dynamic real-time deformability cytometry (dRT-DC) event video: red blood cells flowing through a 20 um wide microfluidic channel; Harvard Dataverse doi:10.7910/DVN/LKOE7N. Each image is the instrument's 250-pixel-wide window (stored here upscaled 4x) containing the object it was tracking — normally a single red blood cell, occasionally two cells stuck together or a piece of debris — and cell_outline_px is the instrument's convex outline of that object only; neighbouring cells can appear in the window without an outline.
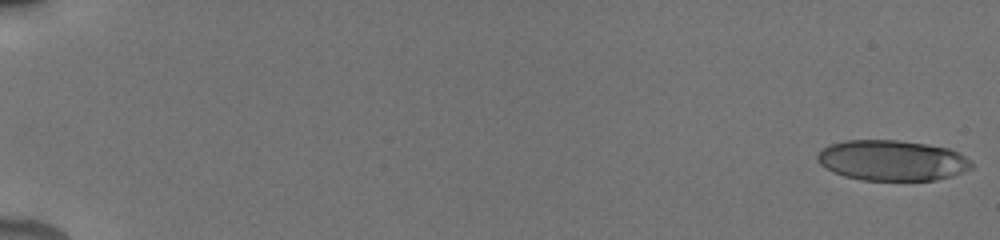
{"species": "human", "species_latin": "Homo sapiens", "temperature_condition": "cold", "stored_images_in_passage": 27, "camera_frame_rate_fps": 3000, "um_per_image_px": 0.085, "donor": {"sex": "male"}, "frame": {"image": 1, "passage_image": 1, "time_ms": 0.0, "image_size_px": [1000, 240], "cell_outline_px": [[972, 168], [964, 172], [952, 176], [936, 180], [860, 180], [844, 176], [832, 172], [820, 164], [816, 160], [816, 156], [828, 144], [844, 140], [900, 140], [948, 148], [972, 160]], "centroid_in_image_um": [75.81, 13.64], "position_along_channel_um": 9.2, "area_um2": 36.53}}
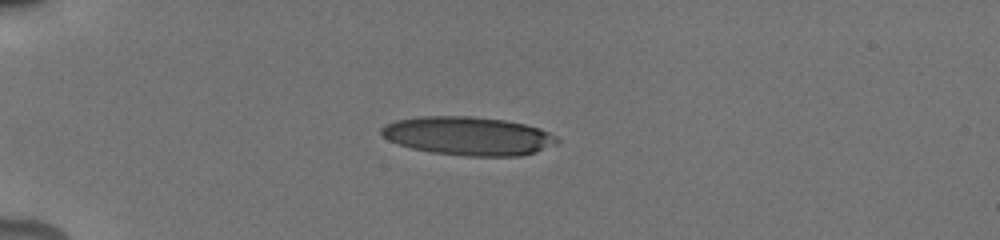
{"frame": {"image": 2, "passage_image": 22, "time_ms": 5.0, "image_size_px": [1000, 240], "cell_outline_px": [[560, 140], [556, 144], [536, 152], [520, 156], [468, 156], [432, 152], [412, 148], [388, 140], [380, 132], [380, 128], [384, 124], [396, 120], [420, 116], [472, 116], [504, 120], [524, 124], [540, 128], [556, 136]], "centroid_in_image_um": [39.8, 11.55], "position_along_channel_um": 45.2, "area_um2": 39.48}}